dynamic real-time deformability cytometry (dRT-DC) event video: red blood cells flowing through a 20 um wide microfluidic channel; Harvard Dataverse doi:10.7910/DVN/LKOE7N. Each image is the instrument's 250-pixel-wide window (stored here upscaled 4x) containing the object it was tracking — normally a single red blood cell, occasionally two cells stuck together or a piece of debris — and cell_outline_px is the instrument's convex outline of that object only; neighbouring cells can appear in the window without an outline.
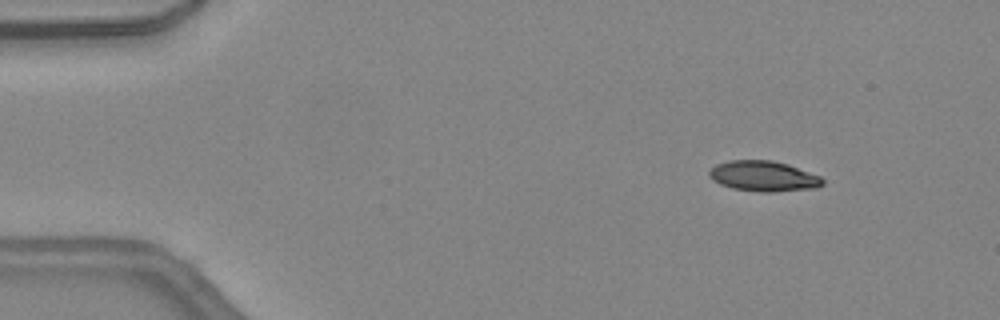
{"species": "common noctule bat (a hibernating species)", "species_latin": "Nyctalus noctula", "temperature_condition": "warm", "stored_images_in_passage": 41, "camera_frame_rate_fps": 3000, "um_per_image_px": 0.085, "animal": {"sex": "female", "body_mass_g": 24.6, "forearm_length_mm": 56.2}, "frame": {"image": 1, "passage_image": 1, "time_ms": 0.0, "image_size_px": [1000, 320], "cell_outline_px": [[824, 184], [816, 188], [772, 192], [760, 192], [732, 188], [720, 184], [712, 180], [708, 176], [708, 172], [716, 164], [728, 160], [772, 160], [788, 164], [820, 176], [824, 180]], "centroid_in_image_um": [64.89, 14.97], "position_along_channel_um": 20.1, "area_um2": 20.23}}
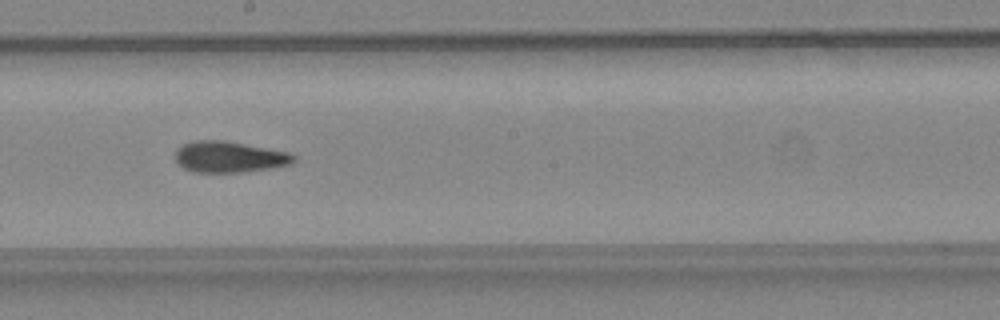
{"frame": {"image": 2, "passage_image": 21, "time_ms": 6.667, "image_size_px": [1000, 320], "cell_outline_px": [[296, 160], [292, 164], [272, 168], [244, 172], [196, 172], [184, 168], [176, 160], [176, 148], [180, 144], [192, 140], [224, 140], [292, 152], [296, 156]], "centroid_in_image_um": [19.53, 13.32], "position_along_channel_um": 228.7, "area_um2": 21.85}}
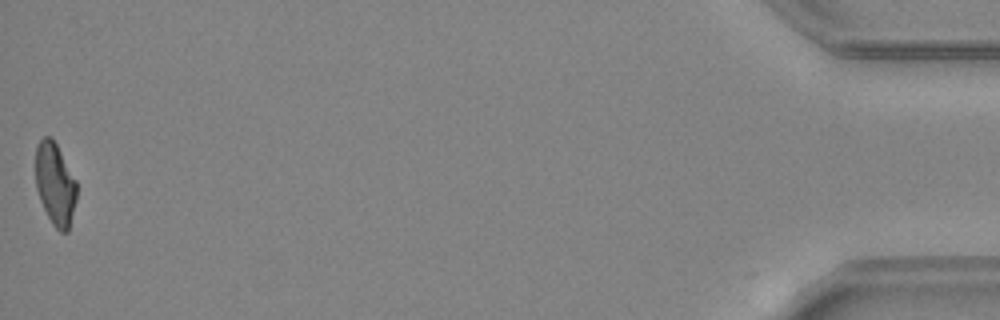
{"frame": {"image": 3, "passage_image": 41, "time_ms": 13.333, "image_size_px": [1000, 320], "cell_outline_px": [[76, 200], [68, 232], [60, 232], [52, 224], [40, 200], [36, 188], [36, 144], [44, 136], [52, 136], [76, 180]], "centroid_in_image_um": [4.68, 15.63], "position_along_channel_um": 430.5, "area_um2": 19.71}, "authors_computed_cell_mechanics": {"area_um2": 21.2126, "velocity_mm_per_s": 4.5336, "shape_relaxation_time_tau1_ms": 9.7047, "shape_relaxation_time_tau2_ms": 3.2698, "deformation_change_tau1": 0.2756, "deformation_change_tau2": 0.1184}}